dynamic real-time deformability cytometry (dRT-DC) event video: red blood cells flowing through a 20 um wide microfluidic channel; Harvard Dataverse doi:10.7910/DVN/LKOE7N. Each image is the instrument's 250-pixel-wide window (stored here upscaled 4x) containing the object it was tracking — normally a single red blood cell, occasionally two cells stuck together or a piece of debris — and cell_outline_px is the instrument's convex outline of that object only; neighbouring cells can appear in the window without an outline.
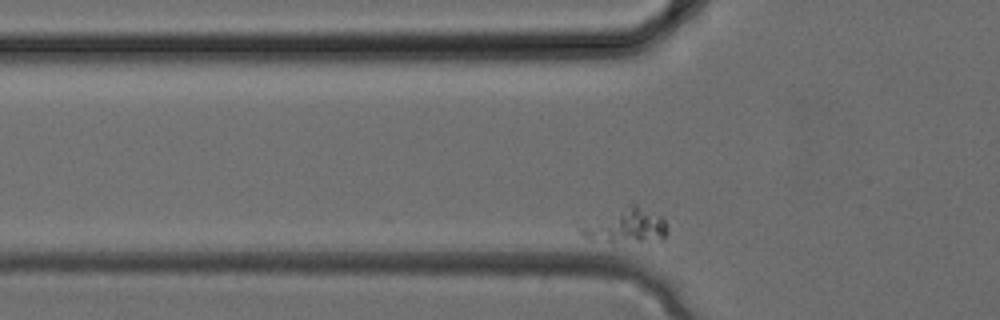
{"species": "common noctule bat (a hibernating species)", "species_latin": "Nyctalus noctula", "temperature_condition": "cold", "stored_images_in_passage": 34, "camera_frame_rate_fps": 3000, "um_per_image_px": 0.085, "animal": {"sex": "female", "body_mass_g": 24.6, "forearm_length_mm": 56.2}, "frame": {"image": 1, "passage_image": 6, "time_ms": 1.667, "image_size_px": [1000, 320], "cell_outline_px": [[668, 236], [664, 240], [592, 240], [584, 236], [576, 228], [576, 220], [624, 204], [636, 204], [660, 216], [664, 220], [668, 228]], "centroid_in_image_um": [53.01, 19.1], "position_along_channel_um": 72.8, "area_um2": 18.5}}
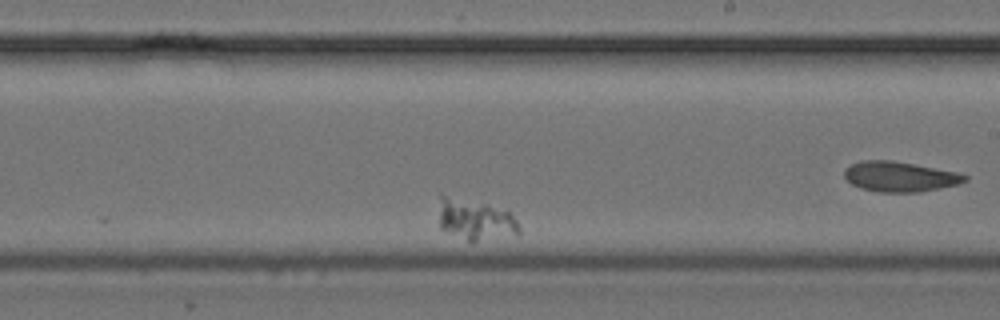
{"frame": {"image": 2, "passage_image": 17, "time_ms": 5.333, "image_size_px": [1000, 320], "cell_outline_px": [[520, 232], [516, 236], [472, 244], [440, 228], [440, 192], [488, 204], [508, 212], [516, 220], [520, 228]], "centroid_in_image_um": [40.41, 18.71], "position_along_channel_um": 248.6, "area_um2": 19.94}}
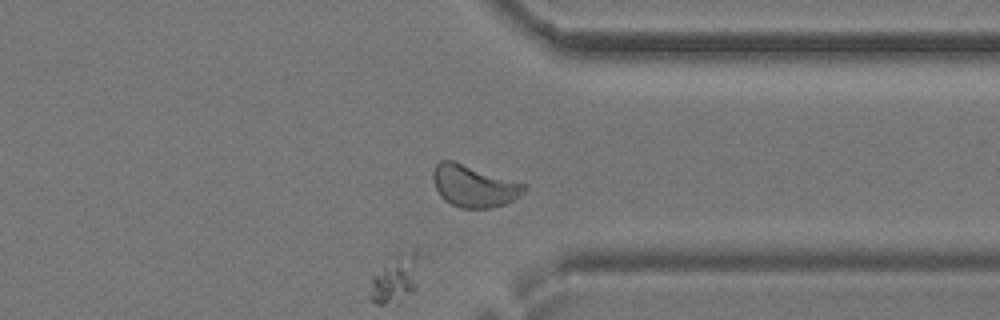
{"frame": {"image": 3, "passage_image": 25, "time_ms": 8.0, "image_size_px": [1000, 320], "cell_outline_px": [[420, 256], [416, 288], [412, 292], [384, 304], [376, 304], [368, 296], [372, 276], [396, 252], [416, 248], [420, 252]], "centroid_in_image_um": [33.63, 23.56], "position_along_channel_um": 377.8, "area_um2": 14.05}}